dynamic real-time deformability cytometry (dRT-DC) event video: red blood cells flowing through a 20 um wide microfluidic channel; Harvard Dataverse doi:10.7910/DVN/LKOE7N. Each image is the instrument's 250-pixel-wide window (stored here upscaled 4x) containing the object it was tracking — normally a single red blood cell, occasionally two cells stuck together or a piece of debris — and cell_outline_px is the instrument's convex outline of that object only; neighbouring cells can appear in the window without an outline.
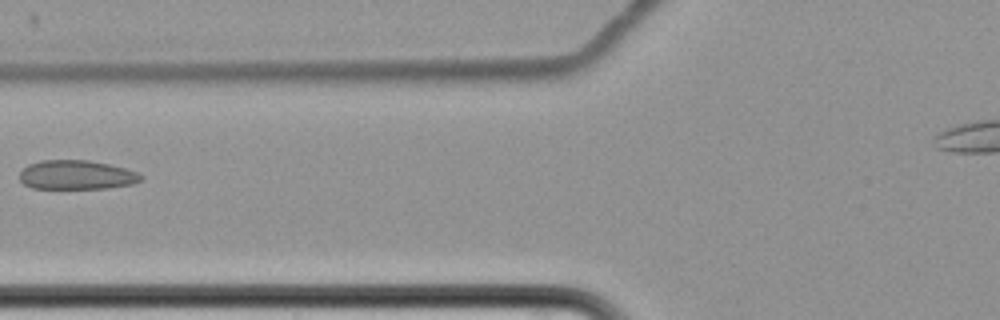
{"species": "common noctule bat (a hibernating species)", "species_latin": "Nyctalus noctula", "temperature_condition": "cold", "stored_images_in_passage": 7, "camera_frame_rate_fps": 3000, "um_per_image_px": 0.085, "animal": {"sex": "female", "body_mass_g": 22.7, "forearm_length_mm": 54.2}, "frame": {"image": 1, "passage_image": 7, "time_ms": 8.333, "image_size_px": [1000, 320], "cell_outline_px": [[144, 180], [132, 184], [108, 188], [32, 188], [24, 184], [20, 180], [20, 172], [28, 164], [40, 160], [88, 160], [108, 164], [124, 168], [136, 172], [144, 176]], "centroid_in_image_um": [6.52, 14.86], "position_along_channel_um": 119.3, "area_um2": 20.63}}